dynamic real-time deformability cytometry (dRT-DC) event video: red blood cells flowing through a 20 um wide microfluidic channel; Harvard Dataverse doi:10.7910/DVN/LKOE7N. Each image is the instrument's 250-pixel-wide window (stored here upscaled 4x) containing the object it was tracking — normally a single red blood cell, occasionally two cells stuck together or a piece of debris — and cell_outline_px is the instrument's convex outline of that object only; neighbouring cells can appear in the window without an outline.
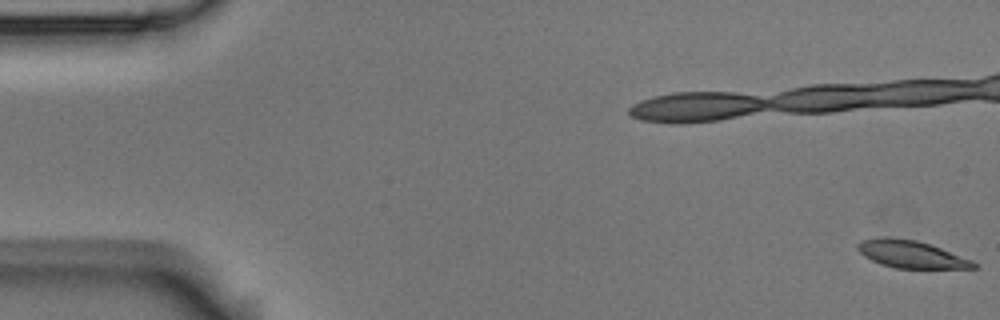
{"species": "Egyptian fruit bat (a non-hibernating species)", "species_latin": "Rousettus aegyptiacus", "temperature_condition": "room temperature", "stored_images_in_passage": 5, "camera_frame_rate_fps": 3000, "um_per_image_px": 0.085, "animal": {"sex": "male"}, "frame": {"image": 1, "passage_image": 1, "time_ms": 0.0, "image_size_px": [1000, 320], "cell_outline_px": [[980, 268], [896, 268], [880, 264], [864, 256], [856, 248], [856, 244], [860, 240], [876, 236], [888, 236], [916, 240], [940, 248], [972, 260]], "centroid_in_image_um": [77.37, 21.59], "position_along_channel_um": 7.6, "area_um2": 18.61}}